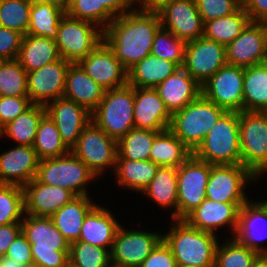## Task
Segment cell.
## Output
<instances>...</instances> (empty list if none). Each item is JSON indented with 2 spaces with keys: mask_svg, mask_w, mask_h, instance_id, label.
Returning <instances> with one entry per match:
<instances>
[{
  "mask_svg": "<svg viewBox=\"0 0 267 267\" xmlns=\"http://www.w3.org/2000/svg\"><path fill=\"white\" fill-rule=\"evenodd\" d=\"M160 27L158 12L139 6V10L115 17L104 30V41L129 70L151 53L154 35Z\"/></svg>",
  "mask_w": 267,
  "mask_h": 267,
  "instance_id": "cell-1",
  "label": "cell"
},
{
  "mask_svg": "<svg viewBox=\"0 0 267 267\" xmlns=\"http://www.w3.org/2000/svg\"><path fill=\"white\" fill-rule=\"evenodd\" d=\"M21 225L31 244L33 267H69L70 243L55 227L51 217L27 214Z\"/></svg>",
  "mask_w": 267,
  "mask_h": 267,
  "instance_id": "cell-2",
  "label": "cell"
},
{
  "mask_svg": "<svg viewBox=\"0 0 267 267\" xmlns=\"http://www.w3.org/2000/svg\"><path fill=\"white\" fill-rule=\"evenodd\" d=\"M174 224L162 239L170 247L177 266L214 267L218 245L215 233L193 228L184 220H175Z\"/></svg>",
  "mask_w": 267,
  "mask_h": 267,
  "instance_id": "cell-3",
  "label": "cell"
},
{
  "mask_svg": "<svg viewBox=\"0 0 267 267\" xmlns=\"http://www.w3.org/2000/svg\"><path fill=\"white\" fill-rule=\"evenodd\" d=\"M193 155L211 165L241 164L239 112L226 111Z\"/></svg>",
  "mask_w": 267,
  "mask_h": 267,
  "instance_id": "cell-4",
  "label": "cell"
},
{
  "mask_svg": "<svg viewBox=\"0 0 267 267\" xmlns=\"http://www.w3.org/2000/svg\"><path fill=\"white\" fill-rule=\"evenodd\" d=\"M225 112L201 94L171 115L169 129L194 152Z\"/></svg>",
  "mask_w": 267,
  "mask_h": 267,
  "instance_id": "cell-5",
  "label": "cell"
},
{
  "mask_svg": "<svg viewBox=\"0 0 267 267\" xmlns=\"http://www.w3.org/2000/svg\"><path fill=\"white\" fill-rule=\"evenodd\" d=\"M134 87L106 90L104 97L91 113V120L109 137L120 140L134 125Z\"/></svg>",
  "mask_w": 267,
  "mask_h": 267,
  "instance_id": "cell-6",
  "label": "cell"
},
{
  "mask_svg": "<svg viewBox=\"0 0 267 267\" xmlns=\"http://www.w3.org/2000/svg\"><path fill=\"white\" fill-rule=\"evenodd\" d=\"M96 177L88 166L71 151L39 161L35 179L49 186L69 189L76 196L87 195L85 187Z\"/></svg>",
  "mask_w": 267,
  "mask_h": 267,
  "instance_id": "cell-7",
  "label": "cell"
},
{
  "mask_svg": "<svg viewBox=\"0 0 267 267\" xmlns=\"http://www.w3.org/2000/svg\"><path fill=\"white\" fill-rule=\"evenodd\" d=\"M241 164L256 177L267 171V113L239 112Z\"/></svg>",
  "mask_w": 267,
  "mask_h": 267,
  "instance_id": "cell-8",
  "label": "cell"
},
{
  "mask_svg": "<svg viewBox=\"0 0 267 267\" xmlns=\"http://www.w3.org/2000/svg\"><path fill=\"white\" fill-rule=\"evenodd\" d=\"M95 25L65 14L59 23L58 36L55 39L60 57L77 63L103 42L104 30H96L98 28Z\"/></svg>",
  "mask_w": 267,
  "mask_h": 267,
  "instance_id": "cell-9",
  "label": "cell"
},
{
  "mask_svg": "<svg viewBox=\"0 0 267 267\" xmlns=\"http://www.w3.org/2000/svg\"><path fill=\"white\" fill-rule=\"evenodd\" d=\"M211 167L192 154L177 168V220H183L206 199Z\"/></svg>",
  "mask_w": 267,
  "mask_h": 267,
  "instance_id": "cell-10",
  "label": "cell"
},
{
  "mask_svg": "<svg viewBox=\"0 0 267 267\" xmlns=\"http://www.w3.org/2000/svg\"><path fill=\"white\" fill-rule=\"evenodd\" d=\"M71 152L97 177L105 167H115L118 155L117 141L109 137L91 120Z\"/></svg>",
  "mask_w": 267,
  "mask_h": 267,
  "instance_id": "cell-11",
  "label": "cell"
},
{
  "mask_svg": "<svg viewBox=\"0 0 267 267\" xmlns=\"http://www.w3.org/2000/svg\"><path fill=\"white\" fill-rule=\"evenodd\" d=\"M244 67L225 64L202 86V95L226 111H243Z\"/></svg>",
  "mask_w": 267,
  "mask_h": 267,
  "instance_id": "cell-12",
  "label": "cell"
},
{
  "mask_svg": "<svg viewBox=\"0 0 267 267\" xmlns=\"http://www.w3.org/2000/svg\"><path fill=\"white\" fill-rule=\"evenodd\" d=\"M258 179L242 164L212 165L206 186V198L225 203H246L243 190L250 180Z\"/></svg>",
  "mask_w": 267,
  "mask_h": 267,
  "instance_id": "cell-13",
  "label": "cell"
},
{
  "mask_svg": "<svg viewBox=\"0 0 267 267\" xmlns=\"http://www.w3.org/2000/svg\"><path fill=\"white\" fill-rule=\"evenodd\" d=\"M227 64L224 45L204 36L186 42L183 69L201 86Z\"/></svg>",
  "mask_w": 267,
  "mask_h": 267,
  "instance_id": "cell-14",
  "label": "cell"
},
{
  "mask_svg": "<svg viewBox=\"0 0 267 267\" xmlns=\"http://www.w3.org/2000/svg\"><path fill=\"white\" fill-rule=\"evenodd\" d=\"M225 48L227 64L245 68L266 63L267 23L250 21Z\"/></svg>",
  "mask_w": 267,
  "mask_h": 267,
  "instance_id": "cell-15",
  "label": "cell"
},
{
  "mask_svg": "<svg viewBox=\"0 0 267 267\" xmlns=\"http://www.w3.org/2000/svg\"><path fill=\"white\" fill-rule=\"evenodd\" d=\"M161 240L160 233L125 231L121 225L110 251L111 264L119 267H140Z\"/></svg>",
  "mask_w": 267,
  "mask_h": 267,
  "instance_id": "cell-16",
  "label": "cell"
},
{
  "mask_svg": "<svg viewBox=\"0 0 267 267\" xmlns=\"http://www.w3.org/2000/svg\"><path fill=\"white\" fill-rule=\"evenodd\" d=\"M77 64L105 90L128 84V70L105 41L80 59Z\"/></svg>",
  "mask_w": 267,
  "mask_h": 267,
  "instance_id": "cell-17",
  "label": "cell"
},
{
  "mask_svg": "<svg viewBox=\"0 0 267 267\" xmlns=\"http://www.w3.org/2000/svg\"><path fill=\"white\" fill-rule=\"evenodd\" d=\"M161 27L176 37L189 42L203 37L204 23L197 10L195 0L171 1L157 10Z\"/></svg>",
  "mask_w": 267,
  "mask_h": 267,
  "instance_id": "cell-18",
  "label": "cell"
},
{
  "mask_svg": "<svg viewBox=\"0 0 267 267\" xmlns=\"http://www.w3.org/2000/svg\"><path fill=\"white\" fill-rule=\"evenodd\" d=\"M70 61L60 58L40 69L27 72V92L32 104L46 106L49 100L63 98Z\"/></svg>",
  "mask_w": 267,
  "mask_h": 267,
  "instance_id": "cell-19",
  "label": "cell"
},
{
  "mask_svg": "<svg viewBox=\"0 0 267 267\" xmlns=\"http://www.w3.org/2000/svg\"><path fill=\"white\" fill-rule=\"evenodd\" d=\"M45 109L57 126L64 144L71 150L84 128L91 122V112L65 98L48 102Z\"/></svg>",
  "mask_w": 267,
  "mask_h": 267,
  "instance_id": "cell-20",
  "label": "cell"
},
{
  "mask_svg": "<svg viewBox=\"0 0 267 267\" xmlns=\"http://www.w3.org/2000/svg\"><path fill=\"white\" fill-rule=\"evenodd\" d=\"M39 157L32 146L17 145L0 155V184L24 187L36 177Z\"/></svg>",
  "mask_w": 267,
  "mask_h": 267,
  "instance_id": "cell-21",
  "label": "cell"
},
{
  "mask_svg": "<svg viewBox=\"0 0 267 267\" xmlns=\"http://www.w3.org/2000/svg\"><path fill=\"white\" fill-rule=\"evenodd\" d=\"M25 214L51 217L76 195L69 189L49 186L35 178L24 187Z\"/></svg>",
  "mask_w": 267,
  "mask_h": 267,
  "instance_id": "cell-22",
  "label": "cell"
},
{
  "mask_svg": "<svg viewBox=\"0 0 267 267\" xmlns=\"http://www.w3.org/2000/svg\"><path fill=\"white\" fill-rule=\"evenodd\" d=\"M244 204L217 202L206 198L183 220L193 228L211 233L229 223L236 233L239 211Z\"/></svg>",
  "mask_w": 267,
  "mask_h": 267,
  "instance_id": "cell-23",
  "label": "cell"
},
{
  "mask_svg": "<svg viewBox=\"0 0 267 267\" xmlns=\"http://www.w3.org/2000/svg\"><path fill=\"white\" fill-rule=\"evenodd\" d=\"M134 125L137 129L165 131L171 114L155 88L134 87Z\"/></svg>",
  "mask_w": 267,
  "mask_h": 267,
  "instance_id": "cell-24",
  "label": "cell"
},
{
  "mask_svg": "<svg viewBox=\"0 0 267 267\" xmlns=\"http://www.w3.org/2000/svg\"><path fill=\"white\" fill-rule=\"evenodd\" d=\"M266 223V200L258 203L254 202V204L248 201L240 208L238 227L234 238L258 254H267V248H262L258 244V242L267 238V232L265 231V229L267 230Z\"/></svg>",
  "mask_w": 267,
  "mask_h": 267,
  "instance_id": "cell-25",
  "label": "cell"
},
{
  "mask_svg": "<svg viewBox=\"0 0 267 267\" xmlns=\"http://www.w3.org/2000/svg\"><path fill=\"white\" fill-rule=\"evenodd\" d=\"M155 89L171 115L183 109L202 94L201 85L182 67L178 68Z\"/></svg>",
  "mask_w": 267,
  "mask_h": 267,
  "instance_id": "cell-26",
  "label": "cell"
},
{
  "mask_svg": "<svg viewBox=\"0 0 267 267\" xmlns=\"http://www.w3.org/2000/svg\"><path fill=\"white\" fill-rule=\"evenodd\" d=\"M105 91L77 63L69 65L63 98L76 102L92 113L103 99Z\"/></svg>",
  "mask_w": 267,
  "mask_h": 267,
  "instance_id": "cell-27",
  "label": "cell"
},
{
  "mask_svg": "<svg viewBox=\"0 0 267 267\" xmlns=\"http://www.w3.org/2000/svg\"><path fill=\"white\" fill-rule=\"evenodd\" d=\"M110 211L96 205L85 217L78 241L112 249L120 224Z\"/></svg>",
  "mask_w": 267,
  "mask_h": 267,
  "instance_id": "cell-28",
  "label": "cell"
},
{
  "mask_svg": "<svg viewBox=\"0 0 267 267\" xmlns=\"http://www.w3.org/2000/svg\"><path fill=\"white\" fill-rule=\"evenodd\" d=\"M88 197L76 196L51 216L55 227L69 243L79 240L84 219L96 206Z\"/></svg>",
  "mask_w": 267,
  "mask_h": 267,
  "instance_id": "cell-29",
  "label": "cell"
},
{
  "mask_svg": "<svg viewBox=\"0 0 267 267\" xmlns=\"http://www.w3.org/2000/svg\"><path fill=\"white\" fill-rule=\"evenodd\" d=\"M60 58L55 40L28 34L22 37L17 60L26 72L40 69Z\"/></svg>",
  "mask_w": 267,
  "mask_h": 267,
  "instance_id": "cell-30",
  "label": "cell"
},
{
  "mask_svg": "<svg viewBox=\"0 0 267 267\" xmlns=\"http://www.w3.org/2000/svg\"><path fill=\"white\" fill-rule=\"evenodd\" d=\"M178 68L174 62L149 54L128 70V84L137 88H156Z\"/></svg>",
  "mask_w": 267,
  "mask_h": 267,
  "instance_id": "cell-31",
  "label": "cell"
},
{
  "mask_svg": "<svg viewBox=\"0 0 267 267\" xmlns=\"http://www.w3.org/2000/svg\"><path fill=\"white\" fill-rule=\"evenodd\" d=\"M193 152L170 130L160 132L154 139L149 160L159 166L178 168Z\"/></svg>",
  "mask_w": 267,
  "mask_h": 267,
  "instance_id": "cell-32",
  "label": "cell"
},
{
  "mask_svg": "<svg viewBox=\"0 0 267 267\" xmlns=\"http://www.w3.org/2000/svg\"><path fill=\"white\" fill-rule=\"evenodd\" d=\"M267 110V64L244 68L243 111Z\"/></svg>",
  "mask_w": 267,
  "mask_h": 267,
  "instance_id": "cell-33",
  "label": "cell"
},
{
  "mask_svg": "<svg viewBox=\"0 0 267 267\" xmlns=\"http://www.w3.org/2000/svg\"><path fill=\"white\" fill-rule=\"evenodd\" d=\"M65 14L66 12L56 5L32 0L27 34L55 40L59 23Z\"/></svg>",
  "mask_w": 267,
  "mask_h": 267,
  "instance_id": "cell-34",
  "label": "cell"
},
{
  "mask_svg": "<svg viewBox=\"0 0 267 267\" xmlns=\"http://www.w3.org/2000/svg\"><path fill=\"white\" fill-rule=\"evenodd\" d=\"M159 165L150 160L132 161L117 158L115 172L118 184L142 192L156 175Z\"/></svg>",
  "mask_w": 267,
  "mask_h": 267,
  "instance_id": "cell-35",
  "label": "cell"
},
{
  "mask_svg": "<svg viewBox=\"0 0 267 267\" xmlns=\"http://www.w3.org/2000/svg\"><path fill=\"white\" fill-rule=\"evenodd\" d=\"M46 114L45 106L32 104L27 110L0 129V137L8 136L18 145L32 146L41 118Z\"/></svg>",
  "mask_w": 267,
  "mask_h": 267,
  "instance_id": "cell-36",
  "label": "cell"
},
{
  "mask_svg": "<svg viewBox=\"0 0 267 267\" xmlns=\"http://www.w3.org/2000/svg\"><path fill=\"white\" fill-rule=\"evenodd\" d=\"M249 22V15L240 6L232 14L205 22L203 36L226 47L243 31Z\"/></svg>",
  "mask_w": 267,
  "mask_h": 267,
  "instance_id": "cell-37",
  "label": "cell"
},
{
  "mask_svg": "<svg viewBox=\"0 0 267 267\" xmlns=\"http://www.w3.org/2000/svg\"><path fill=\"white\" fill-rule=\"evenodd\" d=\"M161 207L174 206L173 220H177V168L159 166L156 175L142 191Z\"/></svg>",
  "mask_w": 267,
  "mask_h": 267,
  "instance_id": "cell-38",
  "label": "cell"
},
{
  "mask_svg": "<svg viewBox=\"0 0 267 267\" xmlns=\"http://www.w3.org/2000/svg\"><path fill=\"white\" fill-rule=\"evenodd\" d=\"M32 147L40 160L62 156L71 151L64 144L57 126L47 113L39 122Z\"/></svg>",
  "mask_w": 267,
  "mask_h": 267,
  "instance_id": "cell-39",
  "label": "cell"
},
{
  "mask_svg": "<svg viewBox=\"0 0 267 267\" xmlns=\"http://www.w3.org/2000/svg\"><path fill=\"white\" fill-rule=\"evenodd\" d=\"M161 131L133 128L117 141V158L149 160L152 144Z\"/></svg>",
  "mask_w": 267,
  "mask_h": 267,
  "instance_id": "cell-40",
  "label": "cell"
},
{
  "mask_svg": "<svg viewBox=\"0 0 267 267\" xmlns=\"http://www.w3.org/2000/svg\"><path fill=\"white\" fill-rule=\"evenodd\" d=\"M110 251L83 241L72 242L69 248V267H110Z\"/></svg>",
  "mask_w": 267,
  "mask_h": 267,
  "instance_id": "cell-41",
  "label": "cell"
},
{
  "mask_svg": "<svg viewBox=\"0 0 267 267\" xmlns=\"http://www.w3.org/2000/svg\"><path fill=\"white\" fill-rule=\"evenodd\" d=\"M27 72L17 59L0 62V96L28 97Z\"/></svg>",
  "mask_w": 267,
  "mask_h": 267,
  "instance_id": "cell-42",
  "label": "cell"
},
{
  "mask_svg": "<svg viewBox=\"0 0 267 267\" xmlns=\"http://www.w3.org/2000/svg\"><path fill=\"white\" fill-rule=\"evenodd\" d=\"M186 42L171 31L160 27L154 35L151 55L174 62L179 68L184 65Z\"/></svg>",
  "mask_w": 267,
  "mask_h": 267,
  "instance_id": "cell-43",
  "label": "cell"
},
{
  "mask_svg": "<svg viewBox=\"0 0 267 267\" xmlns=\"http://www.w3.org/2000/svg\"><path fill=\"white\" fill-rule=\"evenodd\" d=\"M31 6L32 0H0V27L26 35Z\"/></svg>",
  "mask_w": 267,
  "mask_h": 267,
  "instance_id": "cell-44",
  "label": "cell"
},
{
  "mask_svg": "<svg viewBox=\"0 0 267 267\" xmlns=\"http://www.w3.org/2000/svg\"><path fill=\"white\" fill-rule=\"evenodd\" d=\"M224 245H217L214 267H252L258 253L232 238Z\"/></svg>",
  "mask_w": 267,
  "mask_h": 267,
  "instance_id": "cell-45",
  "label": "cell"
},
{
  "mask_svg": "<svg viewBox=\"0 0 267 267\" xmlns=\"http://www.w3.org/2000/svg\"><path fill=\"white\" fill-rule=\"evenodd\" d=\"M25 213L24 189L18 185L0 184V226L21 223Z\"/></svg>",
  "mask_w": 267,
  "mask_h": 267,
  "instance_id": "cell-46",
  "label": "cell"
},
{
  "mask_svg": "<svg viewBox=\"0 0 267 267\" xmlns=\"http://www.w3.org/2000/svg\"><path fill=\"white\" fill-rule=\"evenodd\" d=\"M66 14L69 17L86 20L105 30L115 18L102 4V0H70Z\"/></svg>",
  "mask_w": 267,
  "mask_h": 267,
  "instance_id": "cell-47",
  "label": "cell"
},
{
  "mask_svg": "<svg viewBox=\"0 0 267 267\" xmlns=\"http://www.w3.org/2000/svg\"><path fill=\"white\" fill-rule=\"evenodd\" d=\"M203 23L234 13L241 0H195Z\"/></svg>",
  "mask_w": 267,
  "mask_h": 267,
  "instance_id": "cell-48",
  "label": "cell"
},
{
  "mask_svg": "<svg viewBox=\"0 0 267 267\" xmlns=\"http://www.w3.org/2000/svg\"><path fill=\"white\" fill-rule=\"evenodd\" d=\"M32 105L29 97L0 96V129Z\"/></svg>",
  "mask_w": 267,
  "mask_h": 267,
  "instance_id": "cell-49",
  "label": "cell"
},
{
  "mask_svg": "<svg viewBox=\"0 0 267 267\" xmlns=\"http://www.w3.org/2000/svg\"><path fill=\"white\" fill-rule=\"evenodd\" d=\"M23 35L15 30L0 27V60L17 59Z\"/></svg>",
  "mask_w": 267,
  "mask_h": 267,
  "instance_id": "cell-50",
  "label": "cell"
},
{
  "mask_svg": "<svg viewBox=\"0 0 267 267\" xmlns=\"http://www.w3.org/2000/svg\"><path fill=\"white\" fill-rule=\"evenodd\" d=\"M4 257L13 259L25 267H33L31 244L22 231L11 243Z\"/></svg>",
  "mask_w": 267,
  "mask_h": 267,
  "instance_id": "cell-51",
  "label": "cell"
},
{
  "mask_svg": "<svg viewBox=\"0 0 267 267\" xmlns=\"http://www.w3.org/2000/svg\"><path fill=\"white\" fill-rule=\"evenodd\" d=\"M140 267H177L170 247L162 239Z\"/></svg>",
  "mask_w": 267,
  "mask_h": 267,
  "instance_id": "cell-52",
  "label": "cell"
},
{
  "mask_svg": "<svg viewBox=\"0 0 267 267\" xmlns=\"http://www.w3.org/2000/svg\"><path fill=\"white\" fill-rule=\"evenodd\" d=\"M241 6L250 21L267 23V0H241Z\"/></svg>",
  "mask_w": 267,
  "mask_h": 267,
  "instance_id": "cell-53",
  "label": "cell"
},
{
  "mask_svg": "<svg viewBox=\"0 0 267 267\" xmlns=\"http://www.w3.org/2000/svg\"><path fill=\"white\" fill-rule=\"evenodd\" d=\"M21 231V223H10L0 226V257L6 255L9 246Z\"/></svg>",
  "mask_w": 267,
  "mask_h": 267,
  "instance_id": "cell-54",
  "label": "cell"
},
{
  "mask_svg": "<svg viewBox=\"0 0 267 267\" xmlns=\"http://www.w3.org/2000/svg\"><path fill=\"white\" fill-rule=\"evenodd\" d=\"M136 2L140 3V0H102V4L104 5V7L114 17H118L122 14L132 11L133 9L131 7Z\"/></svg>",
  "mask_w": 267,
  "mask_h": 267,
  "instance_id": "cell-55",
  "label": "cell"
},
{
  "mask_svg": "<svg viewBox=\"0 0 267 267\" xmlns=\"http://www.w3.org/2000/svg\"><path fill=\"white\" fill-rule=\"evenodd\" d=\"M171 1H176V0H140L141 2L140 4L145 9L157 11L161 6Z\"/></svg>",
  "mask_w": 267,
  "mask_h": 267,
  "instance_id": "cell-56",
  "label": "cell"
},
{
  "mask_svg": "<svg viewBox=\"0 0 267 267\" xmlns=\"http://www.w3.org/2000/svg\"><path fill=\"white\" fill-rule=\"evenodd\" d=\"M39 1L56 5L65 12L68 10L70 5V0H39Z\"/></svg>",
  "mask_w": 267,
  "mask_h": 267,
  "instance_id": "cell-57",
  "label": "cell"
},
{
  "mask_svg": "<svg viewBox=\"0 0 267 267\" xmlns=\"http://www.w3.org/2000/svg\"><path fill=\"white\" fill-rule=\"evenodd\" d=\"M0 267H25L13 259L7 257H0Z\"/></svg>",
  "mask_w": 267,
  "mask_h": 267,
  "instance_id": "cell-58",
  "label": "cell"
},
{
  "mask_svg": "<svg viewBox=\"0 0 267 267\" xmlns=\"http://www.w3.org/2000/svg\"><path fill=\"white\" fill-rule=\"evenodd\" d=\"M252 267H267V254H259Z\"/></svg>",
  "mask_w": 267,
  "mask_h": 267,
  "instance_id": "cell-59",
  "label": "cell"
}]
</instances>
